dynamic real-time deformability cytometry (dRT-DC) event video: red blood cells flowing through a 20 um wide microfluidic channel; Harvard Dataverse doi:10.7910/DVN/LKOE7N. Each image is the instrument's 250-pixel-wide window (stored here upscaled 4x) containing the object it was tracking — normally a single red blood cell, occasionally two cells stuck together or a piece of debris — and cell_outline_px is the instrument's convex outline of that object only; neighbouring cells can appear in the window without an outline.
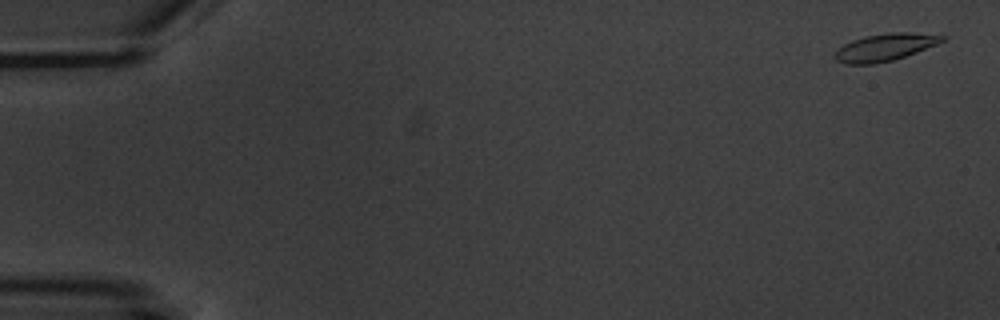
{"species": "common noctule bat (a hibernating species)", "species_latin": "Nyctalus noctula", "temperature_condition": "warm", "stored_images_in_passage": 5, "camera_frame_rate_fps": 3000, "um_per_image_px": 0.085, "animal": {"sex": "male", "body_mass_g": 20.1, "forearm_length_mm": 53.5}, "frame": {"image": 1, "passage_image": 1, "time_ms": 0.0, "image_size_px": [1000, 320], "cell_outline_px": [[948, 36], [944, 40], [936, 44], [916, 52], [892, 60], [876, 64], [844, 64], [836, 60], [832, 56], [844, 44], [852, 40], [864, 36], [888, 32], [912, 32]], "centroid_in_image_um": [75.2, 4.01], "position_along_channel_um": 9.8, "area_um2": 17.05}}
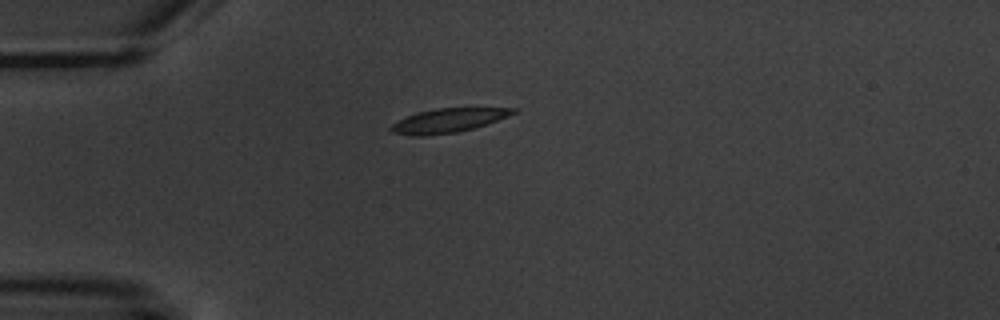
{"frame": {"image": 2, "passage_image": 4, "time_ms": 4.667, "image_size_px": [1000, 320], "cell_outline_px": [[520, 108], [516, 112], [508, 116], [488, 124], [456, 132], [420, 136], [392, 132], [388, 128], [396, 120], [420, 112], [436, 108]], "centroid_in_image_um": [38.11, 10.23], "position_along_channel_um": 46.9, "area_um2": 16.88}}